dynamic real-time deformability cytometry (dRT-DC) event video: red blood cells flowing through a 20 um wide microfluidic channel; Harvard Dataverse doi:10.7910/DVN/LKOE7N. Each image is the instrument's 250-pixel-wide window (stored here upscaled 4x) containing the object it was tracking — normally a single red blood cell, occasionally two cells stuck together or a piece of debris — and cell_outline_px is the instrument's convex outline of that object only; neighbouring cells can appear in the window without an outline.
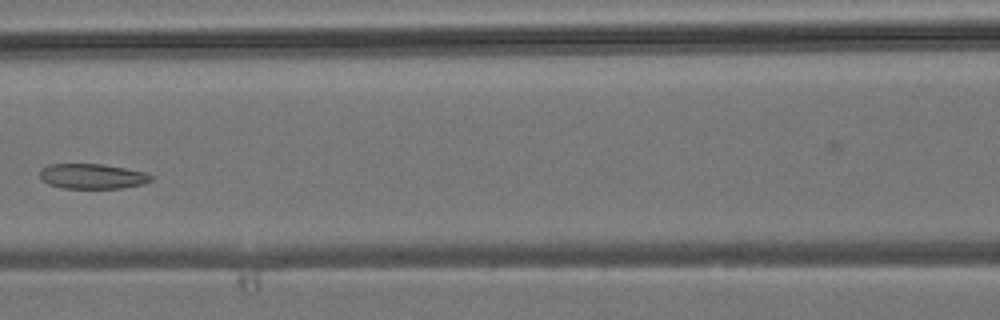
{"species": "common noctule bat (a hibernating species)", "species_latin": "Nyctalus noctula", "temperature_condition": "room temperature", "stored_images_in_passage": 6, "camera_frame_rate_fps": 3000, "um_per_image_px": 0.085, "animal": {"sex": "male", "body_mass_g": 19.2, "forearm_length_mm": 51.8}, "frame": {"image": 1, "passage_image": 5, "time_ms": 4.667, "image_size_px": [1000, 320], "cell_outline_px": [[152, 180], [140, 184], [120, 188], [64, 188], [48, 184], [40, 176], [40, 168], [48, 164], [100, 164], [124, 168], [144, 172], [152, 176]], "centroid_in_image_um": [7.8, 14.98], "position_along_channel_um": 158.8, "area_um2": 16.01}}
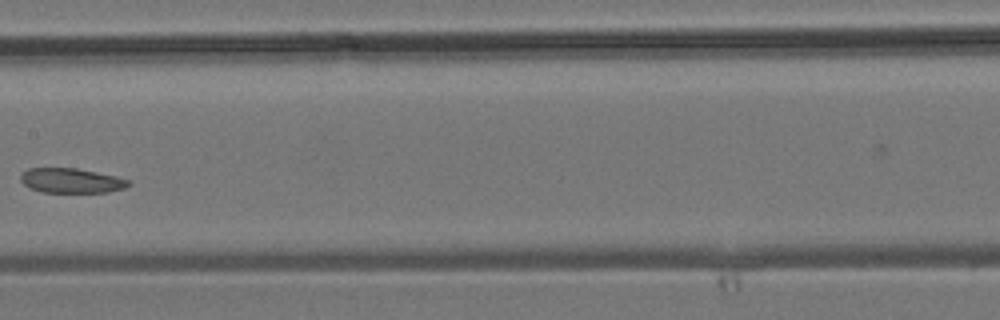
{"frame": {"image": 2, "passage_image": 6, "time_ms": 5.667, "image_size_px": [1000, 320], "cell_outline_px": [[132, 184], [124, 188], [108, 192], [40, 192], [28, 188], [20, 180], [20, 176], [28, 168], [76, 168], [116, 176], [128, 180]], "centroid_in_image_um": [6.04, 15.35], "position_along_channel_um": 201.4, "area_um2": 15.55}}